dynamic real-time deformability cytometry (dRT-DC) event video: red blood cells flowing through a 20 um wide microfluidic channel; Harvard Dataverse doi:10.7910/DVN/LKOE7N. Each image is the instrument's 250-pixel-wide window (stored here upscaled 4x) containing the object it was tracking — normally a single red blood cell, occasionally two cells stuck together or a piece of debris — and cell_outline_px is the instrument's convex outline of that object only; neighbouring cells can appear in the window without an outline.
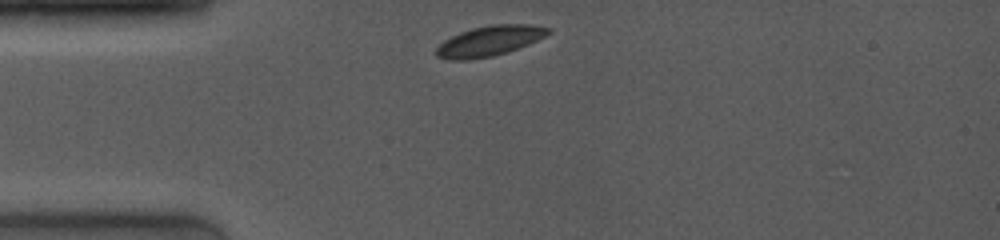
{"species": "common noctule bat (a hibernating species)", "species_latin": "Nyctalus noctula", "temperature_condition": "room temperature", "stored_images_in_passage": 13, "camera_frame_rate_fps": 4000, "um_per_image_px": 0.085, "animal": {"sex": "female", "body_mass_g": 19.0, "forearm_length_mm": 53.3}, "frame": {"image": 1, "passage_image": 1, "time_ms": 0.0, "image_size_px": [1000, 240], "cell_outline_px": [[552, 32], [528, 44], [508, 52], [492, 56], [468, 60], [448, 60], [436, 56], [436, 48], [444, 40], [460, 32], [472, 28], [492, 24], [532, 24], [552, 28]], "centroid_in_image_um": [41.61, 3.47], "position_along_channel_um": 43.4, "area_um2": 19.77}}
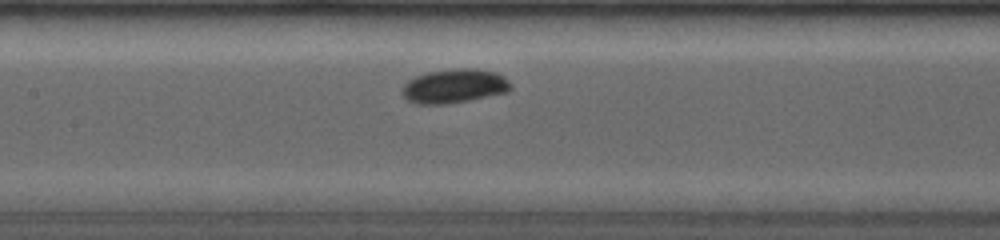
{"frame": {"image": 2, "passage_image": 11, "time_ms": 3.75, "image_size_px": [1000, 240], "cell_outline_px": [[512, 88], [508, 92], [468, 100], [444, 104], [416, 104], [408, 100], [404, 96], [404, 84], [408, 80], [416, 76], [428, 72], [456, 68], [476, 68], [496, 72], [504, 76], [512, 84]], "centroid_in_image_um": [38.66, 7.3], "position_along_channel_um": 168.7, "area_um2": 21.5}}